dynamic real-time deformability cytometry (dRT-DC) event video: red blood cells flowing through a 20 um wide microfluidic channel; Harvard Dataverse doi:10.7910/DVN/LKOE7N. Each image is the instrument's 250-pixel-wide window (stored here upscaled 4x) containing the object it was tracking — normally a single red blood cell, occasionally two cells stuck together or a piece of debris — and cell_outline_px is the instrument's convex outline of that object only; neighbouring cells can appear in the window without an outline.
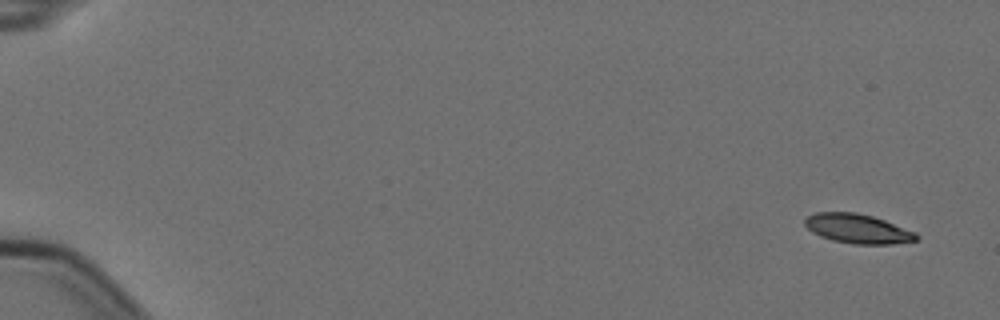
{"species": "Egyptian fruit bat (a non-hibernating species)", "species_latin": "Rousettus aegyptiacus", "temperature_condition": "cold", "stored_images_in_passage": 5, "camera_frame_rate_fps": 3000, "um_per_image_px": 0.085, "animal": {"sex": "female"}, "frame": {"image": 1, "passage_image": 1, "time_ms": 0.0, "image_size_px": [1000, 320], "cell_outline_px": [[920, 236], [916, 240], [892, 244], [852, 244], [832, 240], [820, 236], [812, 232], [804, 224], [804, 220], [808, 216], [816, 212], [856, 212], [872, 216], [884, 220], [916, 232]], "centroid_in_image_um": [72.9, 19.44], "position_along_channel_um": 12.1, "area_um2": 19.07}}
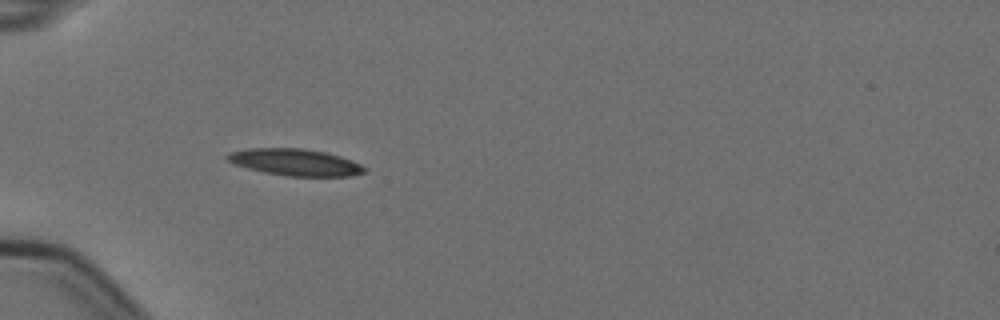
{"frame": {"image": 2, "passage_image": 4, "time_ms": 1.0, "image_size_px": [1000, 320], "cell_outline_px": [[368, 168], [364, 172], [348, 176], [284, 176], [264, 172], [248, 168], [236, 164], [228, 160], [224, 156], [228, 152], [248, 148], [304, 148], [328, 152], [340, 156], [360, 164]], "centroid_in_image_um": [25.08, 13.78], "position_along_channel_um": 59.9, "area_um2": 21.44}}